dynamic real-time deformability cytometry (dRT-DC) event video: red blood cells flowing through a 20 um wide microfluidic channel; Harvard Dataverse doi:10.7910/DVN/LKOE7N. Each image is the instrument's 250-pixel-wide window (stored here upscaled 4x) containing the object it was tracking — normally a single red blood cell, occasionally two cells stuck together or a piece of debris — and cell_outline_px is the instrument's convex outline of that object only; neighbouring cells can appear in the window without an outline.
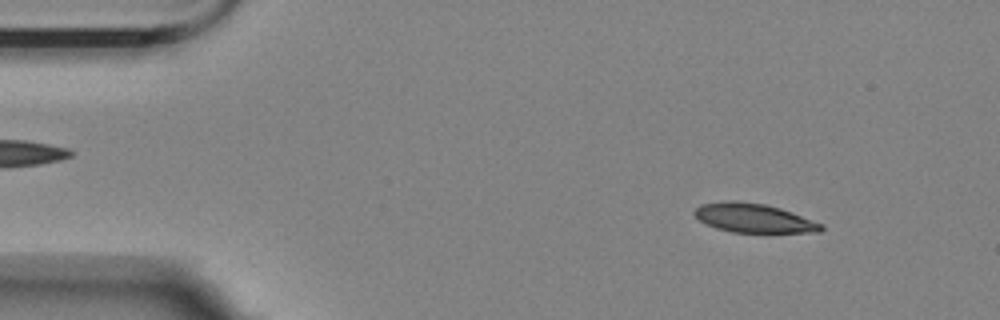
{"species": "Egyptian fruit bat (a non-hibernating species)", "species_latin": "Rousettus aegyptiacus", "temperature_condition": "room temperature", "stored_images_in_passage": 11, "camera_frame_rate_fps": 3000, "um_per_image_px": 0.085, "animal": {"sex": "female"}, "frame": {"image": 1, "passage_image": 6, "time_ms": 1.667, "image_size_px": [1000, 320], "cell_outline_px": [[824, 228], [820, 232], [732, 232], [716, 228], [700, 220], [692, 212], [700, 204], [728, 200], [736, 200], [764, 204], [780, 208], [792, 212], [824, 224]], "centroid_in_image_um": [64.07, 18.52], "position_along_channel_um": 20.9, "area_um2": 21.39}}